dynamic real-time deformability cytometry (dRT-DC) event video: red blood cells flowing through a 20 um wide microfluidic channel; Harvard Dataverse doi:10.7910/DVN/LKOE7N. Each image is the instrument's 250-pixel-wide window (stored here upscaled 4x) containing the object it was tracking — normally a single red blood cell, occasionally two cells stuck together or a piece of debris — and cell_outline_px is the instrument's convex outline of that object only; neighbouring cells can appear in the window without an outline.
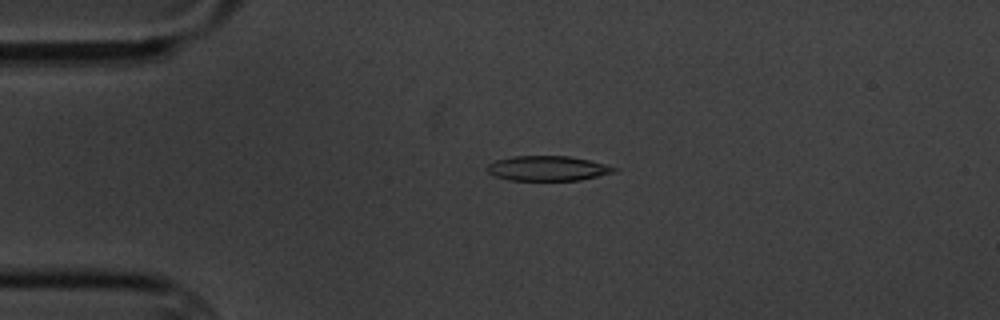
{"species": "common noctule bat (a hibernating species)", "species_latin": "Nyctalus noctula", "temperature_condition": "cold", "stored_images_in_passage": 4, "camera_frame_rate_fps": 3000, "um_per_image_px": 0.085, "animal": {"sex": "male", "body_mass_g": 20.1, "forearm_length_mm": 53.5}, "frame": {"image": 1, "passage_image": 3, "time_ms": 2.333, "image_size_px": [1000, 320], "cell_outline_px": [[616, 172], [580, 180], [508, 180], [496, 176], [488, 172], [488, 164], [496, 160], [512, 156], [568, 156], [588, 160], [604, 164], [616, 168]], "centroid_in_image_um": [46.54, 14.31], "position_along_channel_um": 38.5, "area_um2": 18.21}}